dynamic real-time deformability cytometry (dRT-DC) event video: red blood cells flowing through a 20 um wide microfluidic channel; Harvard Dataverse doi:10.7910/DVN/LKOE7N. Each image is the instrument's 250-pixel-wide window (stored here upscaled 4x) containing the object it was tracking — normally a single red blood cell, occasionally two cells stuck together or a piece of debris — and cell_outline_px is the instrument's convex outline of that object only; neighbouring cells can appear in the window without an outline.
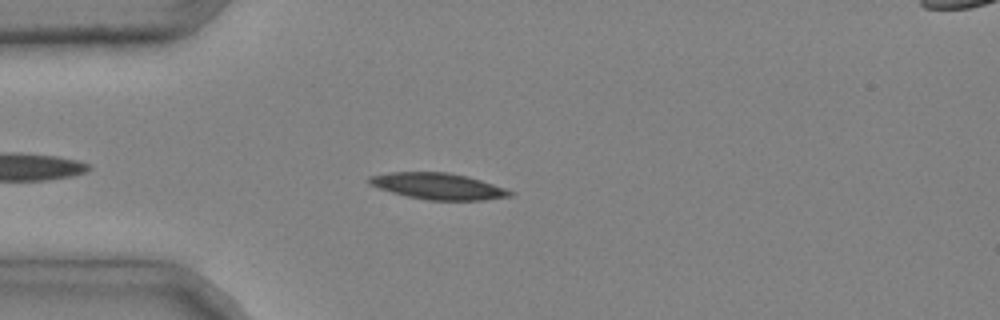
{"species": "common noctule bat (a hibernating species)", "species_latin": "Nyctalus noctula", "temperature_condition": "cold", "stored_images_in_passage": 6, "camera_frame_rate_fps": 3000, "um_per_image_px": 0.085, "animal": {"sex": "male", "body_mass_g": 20.4}, "frame": {"image": 1, "passage_image": 5, "time_ms": 1.333, "image_size_px": [1000, 320], "cell_outline_px": [[516, 192], [512, 196], [484, 200], [428, 200], [408, 196], [392, 192], [368, 184], [368, 176], [388, 172], [448, 172], [468, 176]], "centroid_in_image_um": [37.24, 15.82], "position_along_channel_um": 47.8, "area_um2": 21.56}}